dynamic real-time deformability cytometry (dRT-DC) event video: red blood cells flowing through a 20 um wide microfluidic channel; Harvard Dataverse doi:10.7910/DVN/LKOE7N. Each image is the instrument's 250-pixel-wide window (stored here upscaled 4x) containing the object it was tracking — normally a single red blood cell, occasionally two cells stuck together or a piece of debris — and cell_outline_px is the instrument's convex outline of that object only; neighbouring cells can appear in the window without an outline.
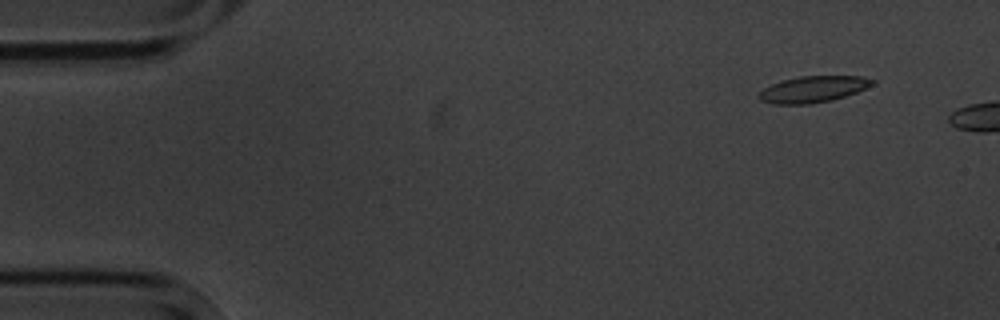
{"species": "common noctule bat (a hibernating species)", "species_latin": "Nyctalus noctula", "temperature_condition": "cold", "stored_images_in_passage": 3, "camera_frame_rate_fps": 3000, "um_per_image_px": 0.085, "animal": {"sex": "male", "body_mass_g": 20.1, "forearm_length_mm": 53.5}, "frame": {"image": 1, "passage_image": 1, "time_ms": 0.0, "image_size_px": [1000, 320], "cell_outline_px": [[876, 80], [872, 84], [856, 92], [832, 100], [808, 104], [776, 104], [760, 100], [760, 92], [764, 88], [772, 84], [784, 80], [800, 76], [864, 76]], "centroid_in_image_um": [69.13, 7.58], "position_along_channel_um": 15.9, "area_um2": 17.11}}